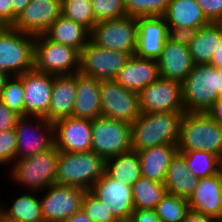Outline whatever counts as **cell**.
Listing matches in <instances>:
<instances>
[{
	"label": "cell",
	"instance_id": "6da1fadb",
	"mask_svg": "<svg viewBox=\"0 0 222 222\" xmlns=\"http://www.w3.org/2000/svg\"><path fill=\"white\" fill-rule=\"evenodd\" d=\"M184 112L141 113L131 124L132 150L177 144L180 121Z\"/></svg>",
	"mask_w": 222,
	"mask_h": 222
},
{
	"label": "cell",
	"instance_id": "7a4b0ae2",
	"mask_svg": "<svg viewBox=\"0 0 222 222\" xmlns=\"http://www.w3.org/2000/svg\"><path fill=\"white\" fill-rule=\"evenodd\" d=\"M177 150H202L221 158L222 127L206 112H184L179 126Z\"/></svg>",
	"mask_w": 222,
	"mask_h": 222
},
{
	"label": "cell",
	"instance_id": "3957f363",
	"mask_svg": "<svg viewBox=\"0 0 222 222\" xmlns=\"http://www.w3.org/2000/svg\"><path fill=\"white\" fill-rule=\"evenodd\" d=\"M59 150L51 148L25 159H16L9 167L7 178L21 191L41 192L55 184ZM9 176V177H8ZM23 187V188H22Z\"/></svg>",
	"mask_w": 222,
	"mask_h": 222
},
{
	"label": "cell",
	"instance_id": "277c9868",
	"mask_svg": "<svg viewBox=\"0 0 222 222\" xmlns=\"http://www.w3.org/2000/svg\"><path fill=\"white\" fill-rule=\"evenodd\" d=\"M181 85L185 112H206L222 96V69L196 64Z\"/></svg>",
	"mask_w": 222,
	"mask_h": 222
},
{
	"label": "cell",
	"instance_id": "5b68a950",
	"mask_svg": "<svg viewBox=\"0 0 222 222\" xmlns=\"http://www.w3.org/2000/svg\"><path fill=\"white\" fill-rule=\"evenodd\" d=\"M106 160L95 152L59 151L55 184L90 191L105 172Z\"/></svg>",
	"mask_w": 222,
	"mask_h": 222
},
{
	"label": "cell",
	"instance_id": "8992f818",
	"mask_svg": "<svg viewBox=\"0 0 222 222\" xmlns=\"http://www.w3.org/2000/svg\"><path fill=\"white\" fill-rule=\"evenodd\" d=\"M35 36L12 26L0 27V71L19 76L33 69Z\"/></svg>",
	"mask_w": 222,
	"mask_h": 222
},
{
	"label": "cell",
	"instance_id": "52a82bcc",
	"mask_svg": "<svg viewBox=\"0 0 222 222\" xmlns=\"http://www.w3.org/2000/svg\"><path fill=\"white\" fill-rule=\"evenodd\" d=\"M33 68L53 76L79 72L80 52L73 47L53 42L43 34L35 36Z\"/></svg>",
	"mask_w": 222,
	"mask_h": 222
},
{
	"label": "cell",
	"instance_id": "ba28073f",
	"mask_svg": "<svg viewBox=\"0 0 222 222\" xmlns=\"http://www.w3.org/2000/svg\"><path fill=\"white\" fill-rule=\"evenodd\" d=\"M131 125L104 117L92 120L91 150L105 160L132 150Z\"/></svg>",
	"mask_w": 222,
	"mask_h": 222
},
{
	"label": "cell",
	"instance_id": "9c48e42d",
	"mask_svg": "<svg viewBox=\"0 0 222 222\" xmlns=\"http://www.w3.org/2000/svg\"><path fill=\"white\" fill-rule=\"evenodd\" d=\"M90 40L101 48L135 55L137 18L125 16L96 23L90 31Z\"/></svg>",
	"mask_w": 222,
	"mask_h": 222
},
{
	"label": "cell",
	"instance_id": "30bf717a",
	"mask_svg": "<svg viewBox=\"0 0 222 222\" xmlns=\"http://www.w3.org/2000/svg\"><path fill=\"white\" fill-rule=\"evenodd\" d=\"M101 116L132 124L141 114L139 94L115 80H100Z\"/></svg>",
	"mask_w": 222,
	"mask_h": 222
},
{
	"label": "cell",
	"instance_id": "8fae6325",
	"mask_svg": "<svg viewBox=\"0 0 222 222\" xmlns=\"http://www.w3.org/2000/svg\"><path fill=\"white\" fill-rule=\"evenodd\" d=\"M16 159H25L54 145L53 122L43 117H20L15 126Z\"/></svg>",
	"mask_w": 222,
	"mask_h": 222
},
{
	"label": "cell",
	"instance_id": "7c38bea8",
	"mask_svg": "<svg viewBox=\"0 0 222 222\" xmlns=\"http://www.w3.org/2000/svg\"><path fill=\"white\" fill-rule=\"evenodd\" d=\"M132 54L101 48L91 40L80 52L79 72L98 80H114Z\"/></svg>",
	"mask_w": 222,
	"mask_h": 222
},
{
	"label": "cell",
	"instance_id": "4fadbf2b",
	"mask_svg": "<svg viewBox=\"0 0 222 222\" xmlns=\"http://www.w3.org/2000/svg\"><path fill=\"white\" fill-rule=\"evenodd\" d=\"M85 190L78 187L52 184L39 192L45 222H63L81 209Z\"/></svg>",
	"mask_w": 222,
	"mask_h": 222
},
{
	"label": "cell",
	"instance_id": "5bb4252c",
	"mask_svg": "<svg viewBox=\"0 0 222 222\" xmlns=\"http://www.w3.org/2000/svg\"><path fill=\"white\" fill-rule=\"evenodd\" d=\"M138 94L141 113L185 111L182 85L177 81L160 77Z\"/></svg>",
	"mask_w": 222,
	"mask_h": 222
},
{
	"label": "cell",
	"instance_id": "9a60e30c",
	"mask_svg": "<svg viewBox=\"0 0 222 222\" xmlns=\"http://www.w3.org/2000/svg\"><path fill=\"white\" fill-rule=\"evenodd\" d=\"M161 78L182 83L192 71L194 63L184 36L171 35L156 60Z\"/></svg>",
	"mask_w": 222,
	"mask_h": 222
},
{
	"label": "cell",
	"instance_id": "2e32d148",
	"mask_svg": "<svg viewBox=\"0 0 222 222\" xmlns=\"http://www.w3.org/2000/svg\"><path fill=\"white\" fill-rule=\"evenodd\" d=\"M18 77L23 81L25 116L43 117L48 120L53 75L33 68Z\"/></svg>",
	"mask_w": 222,
	"mask_h": 222
},
{
	"label": "cell",
	"instance_id": "e0dca14e",
	"mask_svg": "<svg viewBox=\"0 0 222 222\" xmlns=\"http://www.w3.org/2000/svg\"><path fill=\"white\" fill-rule=\"evenodd\" d=\"M54 146L63 152H88L92 145V120L64 117L53 122Z\"/></svg>",
	"mask_w": 222,
	"mask_h": 222
},
{
	"label": "cell",
	"instance_id": "ac0fdd59",
	"mask_svg": "<svg viewBox=\"0 0 222 222\" xmlns=\"http://www.w3.org/2000/svg\"><path fill=\"white\" fill-rule=\"evenodd\" d=\"M90 192L101 200L119 220H129L133 206L132 186L110 177L106 172L91 187Z\"/></svg>",
	"mask_w": 222,
	"mask_h": 222
},
{
	"label": "cell",
	"instance_id": "d6986e66",
	"mask_svg": "<svg viewBox=\"0 0 222 222\" xmlns=\"http://www.w3.org/2000/svg\"><path fill=\"white\" fill-rule=\"evenodd\" d=\"M61 15V0H31L12 27L33 36L43 34Z\"/></svg>",
	"mask_w": 222,
	"mask_h": 222
},
{
	"label": "cell",
	"instance_id": "ffe728a7",
	"mask_svg": "<svg viewBox=\"0 0 222 222\" xmlns=\"http://www.w3.org/2000/svg\"><path fill=\"white\" fill-rule=\"evenodd\" d=\"M171 36L163 16L137 18V45L135 55L157 60L164 43Z\"/></svg>",
	"mask_w": 222,
	"mask_h": 222
},
{
	"label": "cell",
	"instance_id": "44dd1931",
	"mask_svg": "<svg viewBox=\"0 0 222 222\" xmlns=\"http://www.w3.org/2000/svg\"><path fill=\"white\" fill-rule=\"evenodd\" d=\"M163 17L171 35L184 36L210 23L196 0H170Z\"/></svg>",
	"mask_w": 222,
	"mask_h": 222
},
{
	"label": "cell",
	"instance_id": "7402d4cb",
	"mask_svg": "<svg viewBox=\"0 0 222 222\" xmlns=\"http://www.w3.org/2000/svg\"><path fill=\"white\" fill-rule=\"evenodd\" d=\"M221 173L199 178L198 185L189 196V209L222 222Z\"/></svg>",
	"mask_w": 222,
	"mask_h": 222
},
{
	"label": "cell",
	"instance_id": "603a6c76",
	"mask_svg": "<svg viewBox=\"0 0 222 222\" xmlns=\"http://www.w3.org/2000/svg\"><path fill=\"white\" fill-rule=\"evenodd\" d=\"M160 78L156 60L132 55L114 79L127 90L139 93Z\"/></svg>",
	"mask_w": 222,
	"mask_h": 222
},
{
	"label": "cell",
	"instance_id": "cb8c5ba5",
	"mask_svg": "<svg viewBox=\"0 0 222 222\" xmlns=\"http://www.w3.org/2000/svg\"><path fill=\"white\" fill-rule=\"evenodd\" d=\"M72 117L88 120L101 117L100 80L76 72V95Z\"/></svg>",
	"mask_w": 222,
	"mask_h": 222
},
{
	"label": "cell",
	"instance_id": "d4e9b609",
	"mask_svg": "<svg viewBox=\"0 0 222 222\" xmlns=\"http://www.w3.org/2000/svg\"><path fill=\"white\" fill-rule=\"evenodd\" d=\"M193 63L211 64L212 58L222 41V29L215 23L184 35Z\"/></svg>",
	"mask_w": 222,
	"mask_h": 222
},
{
	"label": "cell",
	"instance_id": "484cf974",
	"mask_svg": "<svg viewBox=\"0 0 222 222\" xmlns=\"http://www.w3.org/2000/svg\"><path fill=\"white\" fill-rule=\"evenodd\" d=\"M16 194L9 204L3 205L0 202V217L3 220H12L16 222H45L39 192L26 191ZM3 205V206H2ZM8 207V208H7Z\"/></svg>",
	"mask_w": 222,
	"mask_h": 222
},
{
	"label": "cell",
	"instance_id": "4316f807",
	"mask_svg": "<svg viewBox=\"0 0 222 222\" xmlns=\"http://www.w3.org/2000/svg\"><path fill=\"white\" fill-rule=\"evenodd\" d=\"M76 95V73L53 76L48 121L72 116Z\"/></svg>",
	"mask_w": 222,
	"mask_h": 222
},
{
	"label": "cell",
	"instance_id": "83f0119b",
	"mask_svg": "<svg viewBox=\"0 0 222 222\" xmlns=\"http://www.w3.org/2000/svg\"><path fill=\"white\" fill-rule=\"evenodd\" d=\"M140 157L141 175L164 183L171 159L178 152L177 144H164L137 151Z\"/></svg>",
	"mask_w": 222,
	"mask_h": 222
},
{
	"label": "cell",
	"instance_id": "f1b7e54d",
	"mask_svg": "<svg viewBox=\"0 0 222 222\" xmlns=\"http://www.w3.org/2000/svg\"><path fill=\"white\" fill-rule=\"evenodd\" d=\"M43 35L53 42L73 47L79 52L90 40V31L86 27L64 17L62 14Z\"/></svg>",
	"mask_w": 222,
	"mask_h": 222
},
{
	"label": "cell",
	"instance_id": "f546056e",
	"mask_svg": "<svg viewBox=\"0 0 222 222\" xmlns=\"http://www.w3.org/2000/svg\"><path fill=\"white\" fill-rule=\"evenodd\" d=\"M199 178L189 171L185 159L177 152L171 159L164 185L167 193L189 198Z\"/></svg>",
	"mask_w": 222,
	"mask_h": 222
},
{
	"label": "cell",
	"instance_id": "4dcf8cb0",
	"mask_svg": "<svg viewBox=\"0 0 222 222\" xmlns=\"http://www.w3.org/2000/svg\"><path fill=\"white\" fill-rule=\"evenodd\" d=\"M105 172L117 181L132 186L142 176L138 152L130 150L106 159Z\"/></svg>",
	"mask_w": 222,
	"mask_h": 222
},
{
	"label": "cell",
	"instance_id": "1f68e13d",
	"mask_svg": "<svg viewBox=\"0 0 222 222\" xmlns=\"http://www.w3.org/2000/svg\"><path fill=\"white\" fill-rule=\"evenodd\" d=\"M166 193L164 183L141 176L132 185L134 209L154 210Z\"/></svg>",
	"mask_w": 222,
	"mask_h": 222
},
{
	"label": "cell",
	"instance_id": "d6a6232c",
	"mask_svg": "<svg viewBox=\"0 0 222 222\" xmlns=\"http://www.w3.org/2000/svg\"><path fill=\"white\" fill-rule=\"evenodd\" d=\"M178 153L185 159L189 171L198 178L220 173V157L211 152L192 150Z\"/></svg>",
	"mask_w": 222,
	"mask_h": 222
},
{
	"label": "cell",
	"instance_id": "836d02e7",
	"mask_svg": "<svg viewBox=\"0 0 222 222\" xmlns=\"http://www.w3.org/2000/svg\"><path fill=\"white\" fill-rule=\"evenodd\" d=\"M154 210L162 222H182L190 209L187 198L166 193Z\"/></svg>",
	"mask_w": 222,
	"mask_h": 222
},
{
	"label": "cell",
	"instance_id": "e575fe53",
	"mask_svg": "<svg viewBox=\"0 0 222 222\" xmlns=\"http://www.w3.org/2000/svg\"><path fill=\"white\" fill-rule=\"evenodd\" d=\"M61 14L68 19L82 24L89 31L96 24L91 0H61Z\"/></svg>",
	"mask_w": 222,
	"mask_h": 222
},
{
	"label": "cell",
	"instance_id": "d590c367",
	"mask_svg": "<svg viewBox=\"0 0 222 222\" xmlns=\"http://www.w3.org/2000/svg\"><path fill=\"white\" fill-rule=\"evenodd\" d=\"M0 100L20 117H25L23 81L10 76L0 93Z\"/></svg>",
	"mask_w": 222,
	"mask_h": 222
},
{
	"label": "cell",
	"instance_id": "8d00e7d4",
	"mask_svg": "<svg viewBox=\"0 0 222 222\" xmlns=\"http://www.w3.org/2000/svg\"><path fill=\"white\" fill-rule=\"evenodd\" d=\"M170 0H125L128 16L139 18L163 16Z\"/></svg>",
	"mask_w": 222,
	"mask_h": 222
},
{
	"label": "cell",
	"instance_id": "74e56055",
	"mask_svg": "<svg viewBox=\"0 0 222 222\" xmlns=\"http://www.w3.org/2000/svg\"><path fill=\"white\" fill-rule=\"evenodd\" d=\"M91 7L96 23L128 16L125 0H91Z\"/></svg>",
	"mask_w": 222,
	"mask_h": 222
},
{
	"label": "cell",
	"instance_id": "f35d334b",
	"mask_svg": "<svg viewBox=\"0 0 222 222\" xmlns=\"http://www.w3.org/2000/svg\"><path fill=\"white\" fill-rule=\"evenodd\" d=\"M81 209L94 222H118L111 210L94 196L90 191H86L81 202Z\"/></svg>",
	"mask_w": 222,
	"mask_h": 222
},
{
	"label": "cell",
	"instance_id": "ab89813d",
	"mask_svg": "<svg viewBox=\"0 0 222 222\" xmlns=\"http://www.w3.org/2000/svg\"><path fill=\"white\" fill-rule=\"evenodd\" d=\"M17 136L15 128L0 132V166L4 169L16 160ZM8 166V167H7Z\"/></svg>",
	"mask_w": 222,
	"mask_h": 222
},
{
	"label": "cell",
	"instance_id": "60d3db41",
	"mask_svg": "<svg viewBox=\"0 0 222 222\" xmlns=\"http://www.w3.org/2000/svg\"><path fill=\"white\" fill-rule=\"evenodd\" d=\"M209 22L215 23L222 13V0H196Z\"/></svg>",
	"mask_w": 222,
	"mask_h": 222
},
{
	"label": "cell",
	"instance_id": "b9f144b4",
	"mask_svg": "<svg viewBox=\"0 0 222 222\" xmlns=\"http://www.w3.org/2000/svg\"><path fill=\"white\" fill-rule=\"evenodd\" d=\"M20 116L0 100V132L15 128Z\"/></svg>",
	"mask_w": 222,
	"mask_h": 222
},
{
	"label": "cell",
	"instance_id": "7bdbcfd3",
	"mask_svg": "<svg viewBox=\"0 0 222 222\" xmlns=\"http://www.w3.org/2000/svg\"><path fill=\"white\" fill-rule=\"evenodd\" d=\"M129 220L131 222H162L152 209H135Z\"/></svg>",
	"mask_w": 222,
	"mask_h": 222
},
{
	"label": "cell",
	"instance_id": "ee69618b",
	"mask_svg": "<svg viewBox=\"0 0 222 222\" xmlns=\"http://www.w3.org/2000/svg\"><path fill=\"white\" fill-rule=\"evenodd\" d=\"M0 25L12 26V4L10 0H0Z\"/></svg>",
	"mask_w": 222,
	"mask_h": 222
},
{
	"label": "cell",
	"instance_id": "f6af8a7d",
	"mask_svg": "<svg viewBox=\"0 0 222 222\" xmlns=\"http://www.w3.org/2000/svg\"><path fill=\"white\" fill-rule=\"evenodd\" d=\"M206 113L222 127V96L214 101Z\"/></svg>",
	"mask_w": 222,
	"mask_h": 222
},
{
	"label": "cell",
	"instance_id": "bcb514c9",
	"mask_svg": "<svg viewBox=\"0 0 222 222\" xmlns=\"http://www.w3.org/2000/svg\"><path fill=\"white\" fill-rule=\"evenodd\" d=\"M182 222H218L213 217L189 210Z\"/></svg>",
	"mask_w": 222,
	"mask_h": 222
},
{
	"label": "cell",
	"instance_id": "7dc6e473",
	"mask_svg": "<svg viewBox=\"0 0 222 222\" xmlns=\"http://www.w3.org/2000/svg\"><path fill=\"white\" fill-rule=\"evenodd\" d=\"M12 4V25L16 17L29 5L31 0H10Z\"/></svg>",
	"mask_w": 222,
	"mask_h": 222
},
{
	"label": "cell",
	"instance_id": "c3c4849f",
	"mask_svg": "<svg viewBox=\"0 0 222 222\" xmlns=\"http://www.w3.org/2000/svg\"><path fill=\"white\" fill-rule=\"evenodd\" d=\"M63 222H94L91 220L82 209L74 213L71 217L64 220Z\"/></svg>",
	"mask_w": 222,
	"mask_h": 222
},
{
	"label": "cell",
	"instance_id": "681fc988",
	"mask_svg": "<svg viewBox=\"0 0 222 222\" xmlns=\"http://www.w3.org/2000/svg\"><path fill=\"white\" fill-rule=\"evenodd\" d=\"M211 65L215 66L216 68L222 69V41L213 55Z\"/></svg>",
	"mask_w": 222,
	"mask_h": 222
},
{
	"label": "cell",
	"instance_id": "f907efd6",
	"mask_svg": "<svg viewBox=\"0 0 222 222\" xmlns=\"http://www.w3.org/2000/svg\"><path fill=\"white\" fill-rule=\"evenodd\" d=\"M10 78V76L3 72V71H0V93H1V90L2 88L4 87L6 81Z\"/></svg>",
	"mask_w": 222,
	"mask_h": 222
},
{
	"label": "cell",
	"instance_id": "816d5d0a",
	"mask_svg": "<svg viewBox=\"0 0 222 222\" xmlns=\"http://www.w3.org/2000/svg\"><path fill=\"white\" fill-rule=\"evenodd\" d=\"M215 24L222 29V13L220 17L215 21Z\"/></svg>",
	"mask_w": 222,
	"mask_h": 222
},
{
	"label": "cell",
	"instance_id": "f5cc1de1",
	"mask_svg": "<svg viewBox=\"0 0 222 222\" xmlns=\"http://www.w3.org/2000/svg\"><path fill=\"white\" fill-rule=\"evenodd\" d=\"M0 222H16V221H12V220H3V219L0 217Z\"/></svg>",
	"mask_w": 222,
	"mask_h": 222
},
{
	"label": "cell",
	"instance_id": "db71d44e",
	"mask_svg": "<svg viewBox=\"0 0 222 222\" xmlns=\"http://www.w3.org/2000/svg\"><path fill=\"white\" fill-rule=\"evenodd\" d=\"M220 173L222 175V157L220 158Z\"/></svg>",
	"mask_w": 222,
	"mask_h": 222
},
{
	"label": "cell",
	"instance_id": "11a10c76",
	"mask_svg": "<svg viewBox=\"0 0 222 222\" xmlns=\"http://www.w3.org/2000/svg\"><path fill=\"white\" fill-rule=\"evenodd\" d=\"M220 190H221V197H222V175H221V186H220Z\"/></svg>",
	"mask_w": 222,
	"mask_h": 222
},
{
	"label": "cell",
	"instance_id": "9f6ffc18",
	"mask_svg": "<svg viewBox=\"0 0 222 222\" xmlns=\"http://www.w3.org/2000/svg\"><path fill=\"white\" fill-rule=\"evenodd\" d=\"M118 222H131L130 220H121V221H118Z\"/></svg>",
	"mask_w": 222,
	"mask_h": 222
}]
</instances>
